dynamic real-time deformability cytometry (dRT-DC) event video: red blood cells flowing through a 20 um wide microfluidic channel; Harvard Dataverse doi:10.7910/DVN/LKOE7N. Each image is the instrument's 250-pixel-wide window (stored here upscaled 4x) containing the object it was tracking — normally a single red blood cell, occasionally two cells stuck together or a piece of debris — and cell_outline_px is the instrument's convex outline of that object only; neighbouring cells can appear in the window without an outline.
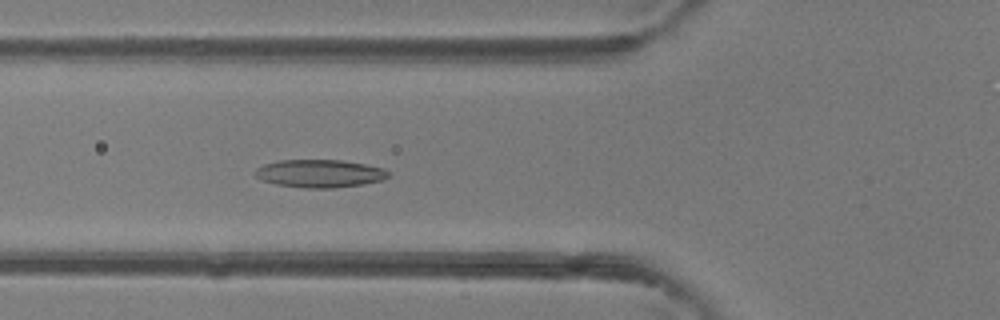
{"species": "common noctule bat (a hibernating species)", "species_latin": "Nyctalus noctula", "temperature_condition": "room temperature", "stored_images_in_passage": 46, "camera_frame_rate_fps": 3000, "um_per_image_px": 0.085, "animal": {"sex": "female"}, "frame": {"image": 1, "passage_image": 17, "time_ms": 5.333, "image_size_px": [1000, 320], "cell_outline_px": [[392, 176], [380, 180], [360, 184], [336, 188], [304, 188], [276, 184], [264, 180], [256, 176], [256, 168], [264, 164], [280, 160], [340, 160], [364, 164], [384, 168], [392, 172]], "centroid_in_image_um": [27.22, 14.74], "position_along_channel_um": 98.6, "area_um2": 21.56}}
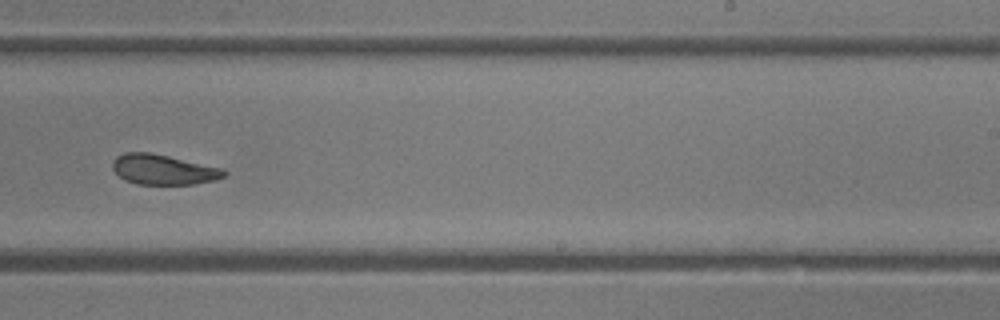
{"frame": {"image": 2, "passage_image": 29, "time_ms": 9.333, "image_size_px": [1000, 320], "cell_outline_px": [[228, 172], [224, 176], [216, 180], [192, 184], [136, 184], [124, 180], [112, 168], [112, 160], [116, 156], [124, 152], [152, 152], [224, 168]], "centroid_in_image_um": [13.88, 14.4], "position_along_channel_um": 275.1, "area_um2": 19.83}}
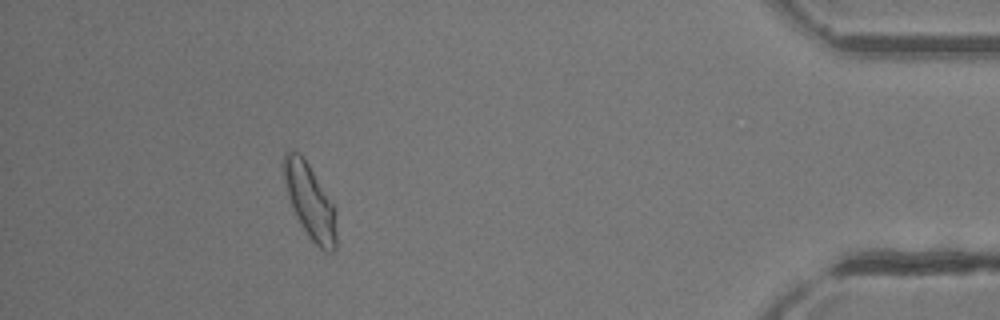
{"frame": {"image": 3, "passage_image": 42, "time_ms": 13.667, "image_size_px": [1000, 320], "cell_outline_px": [[336, 248], [332, 252], [328, 252], [320, 248], [308, 236], [296, 216], [292, 208], [288, 196], [284, 180], [284, 152], [288, 148], [300, 152], [308, 164], [332, 204], [336, 236]], "centroid_in_image_um": [26.3, 17.09], "position_along_channel_um": 408.9, "area_um2": 22.2}, "authors_computed_cell_mechanics": {"area_um2": 21.8484, "velocity_mm_per_s": 4.4011, "shape_relaxation_time_tau1_ms": 10.0434, "shape_relaxation_time_tau2_ms": 2.2417, "deformation_change_tau1": 0.2209, "deformation_change_tau2": 0.0951}}